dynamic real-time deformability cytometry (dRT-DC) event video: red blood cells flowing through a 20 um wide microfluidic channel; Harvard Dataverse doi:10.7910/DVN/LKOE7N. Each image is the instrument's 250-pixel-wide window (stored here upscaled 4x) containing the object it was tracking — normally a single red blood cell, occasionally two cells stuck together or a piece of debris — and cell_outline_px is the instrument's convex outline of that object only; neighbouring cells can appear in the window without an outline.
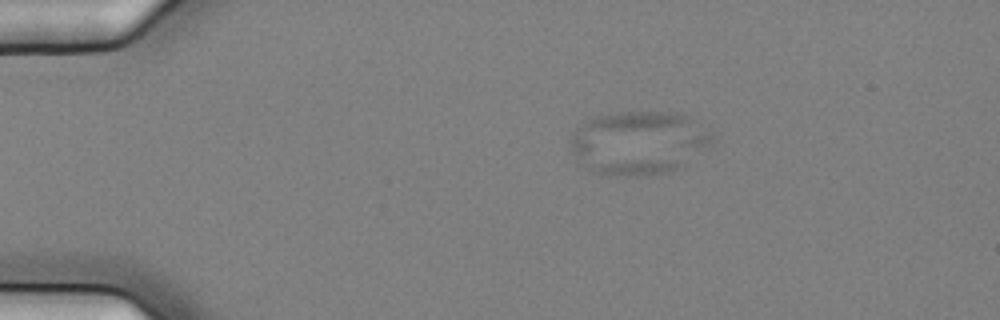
{"species": "common noctule bat (a hibernating species)", "species_latin": "Nyctalus noctula", "temperature_condition": "cold", "stored_images_in_passage": 59, "camera_frame_rate_fps": 3000, "um_per_image_px": 0.085, "animal": {"sex": "female", "body_mass_g": 25.1}, "frame": {"image": 1, "passage_image": 13, "time_ms": 4.0, "image_size_px": [1000, 320], "cell_outline_px": [[712, 140], [708, 144], [676, 168], [668, 172], [644, 176], [608, 176], [596, 172], [576, 164], [568, 140], [576, 128], [588, 120], [596, 116], [608, 112], [672, 112], [688, 116], [696, 120], [712, 132]], "centroid_in_image_um": [54.18, 12.13], "position_along_channel_um": 30.8, "area_um2": 52.54}}
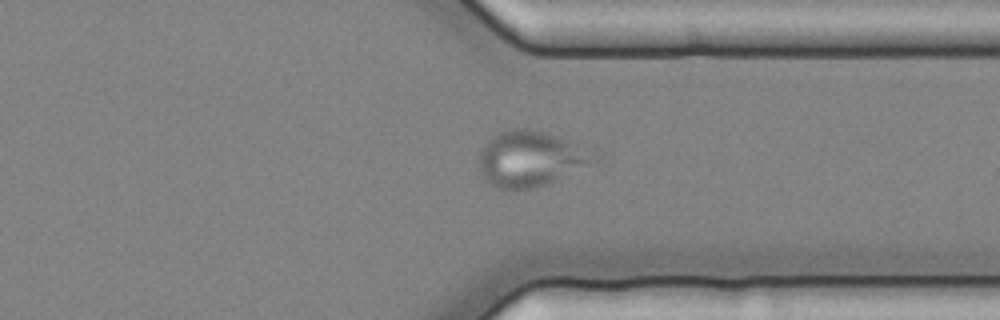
{"frame": {"image": 2, "passage_image": 46, "time_ms": 15.0, "image_size_px": [1000, 320], "cell_outline_px": [[600, 160], [544, 184], [532, 188], [496, 188], [484, 180], [480, 168], [480, 148], [492, 136], [500, 132], [512, 128], [528, 128], [548, 132], [600, 152]], "centroid_in_image_um": [45.14, 13.45], "position_along_channel_um": 366.3, "area_um2": 37.34}}
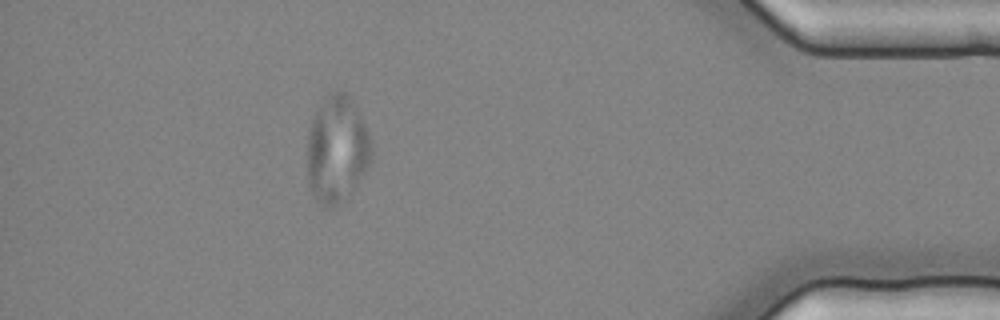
{"frame": {"image": 3, "passage_image": 53, "time_ms": 17.333, "image_size_px": [1000, 320], "cell_outline_px": [[372, 160], [356, 184], [340, 204], [332, 208], [328, 208], [316, 200], [308, 184], [308, 132], [312, 120], [324, 96], [328, 92], [344, 92], [352, 100], [372, 140]], "centroid_in_image_um": [28.64, 12.7], "position_along_channel_um": 406.6, "area_um2": 39.77}}